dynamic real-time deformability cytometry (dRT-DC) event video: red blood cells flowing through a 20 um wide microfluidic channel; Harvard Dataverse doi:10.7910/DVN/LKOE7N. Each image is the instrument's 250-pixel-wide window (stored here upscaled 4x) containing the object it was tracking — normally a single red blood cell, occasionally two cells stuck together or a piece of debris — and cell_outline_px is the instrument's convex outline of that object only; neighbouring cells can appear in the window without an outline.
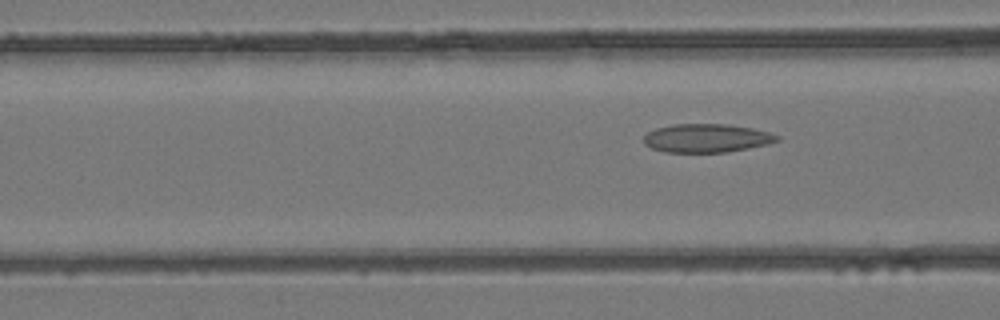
{"species": "common noctule bat (a hibernating species)", "species_latin": "Nyctalus noctula", "temperature_condition": "room temperature", "stored_images_in_passage": 6, "camera_frame_rate_fps": 3000, "um_per_image_px": 0.085, "animal": {"sex": "female", "body_mass_g": 24.6, "forearm_length_mm": 56.2}, "frame": {"image": 1, "passage_image": 6, "time_ms": 6.667, "image_size_px": [1000, 320], "cell_outline_px": [[780, 140], [768, 144], [728, 152], [664, 152], [652, 148], [644, 144], [644, 136], [648, 132], [656, 128], [672, 124], [728, 124], [752, 128], [768, 132], [780, 136]], "centroid_in_image_um": [60.07, 11.74], "position_along_channel_um": 106.5, "area_um2": 22.2}}